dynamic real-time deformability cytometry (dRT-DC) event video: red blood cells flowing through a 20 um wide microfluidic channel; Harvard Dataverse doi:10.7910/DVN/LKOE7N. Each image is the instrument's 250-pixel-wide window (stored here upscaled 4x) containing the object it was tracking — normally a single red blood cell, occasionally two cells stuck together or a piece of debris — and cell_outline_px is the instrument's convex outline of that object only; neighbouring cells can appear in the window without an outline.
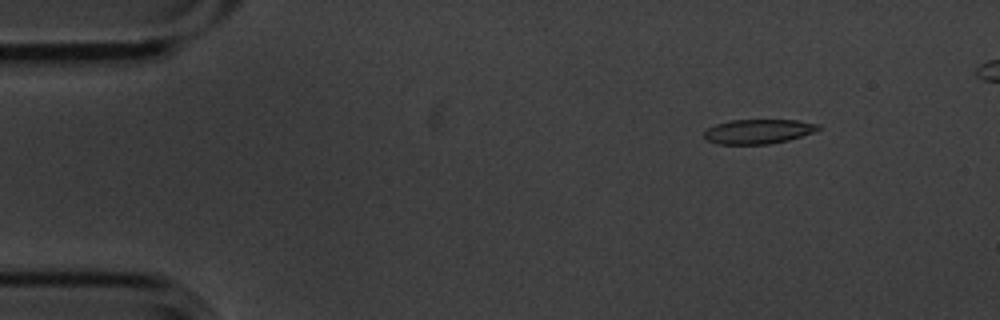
{"species": "common noctule bat (a hibernating species)", "species_latin": "Nyctalus noctula", "temperature_condition": "cold", "stored_images_in_passage": 5, "camera_frame_rate_fps": 3000, "um_per_image_px": 0.085, "animal": {"sex": "male", "body_mass_g": 20.1, "forearm_length_mm": 53.5}, "frame": {"image": 1, "passage_image": 1, "time_ms": 0.0, "image_size_px": [1000, 320], "cell_outline_px": [[820, 128], [812, 132], [788, 140], [768, 144], [716, 144], [708, 140], [704, 136], [704, 132], [708, 128], [716, 124], [732, 120], [796, 120], [820, 124]], "centroid_in_image_um": [64.44, 11.17], "position_along_channel_um": 20.6, "area_um2": 16.13}}
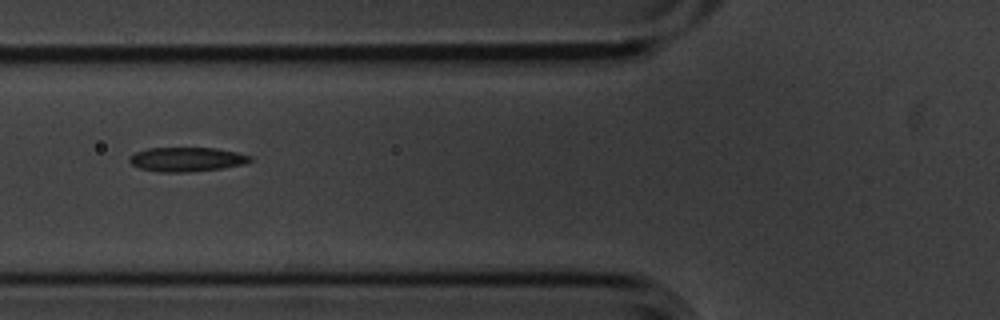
{"frame": {"image": 2, "passage_image": 5, "time_ms": 1.333, "image_size_px": [1000, 320], "cell_outline_px": [[252, 160], [244, 164], [220, 168], [188, 172], [156, 172], [140, 168], [132, 164], [128, 160], [128, 156], [136, 152], [148, 148], [216, 148], [236, 152], [252, 156]], "centroid_in_image_um": [15.84, 13.54], "position_along_channel_um": 110.0, "area_um2": 17.05}}